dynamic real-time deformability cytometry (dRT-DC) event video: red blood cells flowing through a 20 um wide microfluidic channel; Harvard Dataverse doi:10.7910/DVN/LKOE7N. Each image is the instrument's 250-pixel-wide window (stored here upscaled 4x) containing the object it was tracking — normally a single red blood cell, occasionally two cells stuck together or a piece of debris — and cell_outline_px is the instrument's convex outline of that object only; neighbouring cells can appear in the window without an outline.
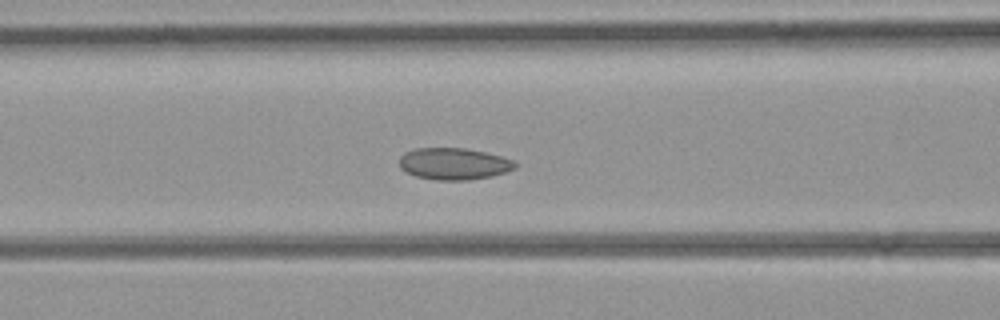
{"species": "common noctule bat (a hibernating species)", "species_latin": "Nyctalus noctula", "temperature_condition": "room temperature", "stored_images_in_passage": 45, "camera_frame_rate_fps": 3000, "um_per_image_px": 0.085, "animal": {"sex": "female", "body_mass_g": 21.9}, "frame": {"image": 1, "passage_image": 18, "time_ms": 5.667, "image_size_px": [1000, 320], "cell_outline_px": [[516, 168], [492, 176], [468, 180], [436, 180], [416, 176], [404, 172], [400, 168], [400, 156], [404, 152], [416, 148], [464, 148], [484, 152], [500, 156], [512, 160], [516, 164]], "centroid_in_image_um": [38.53, 13.92], "position_along_channel_um": 128.1, "area_um2": 21.39}}
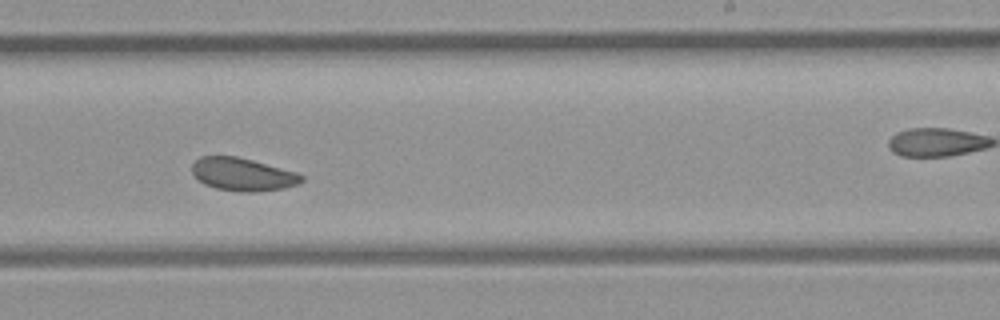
{"frame": {"image": 2, "passage_image": 27, "time_ms": 8.667, "image_size_px": [1000, 320], "cell_outline_px": [[304, 180], [300, 184], [284, 188], [252, 192], [240, 192], [216, 188], [204, 184], [192, 172], [192, 164], [200, 156], [236, 156], [252, 160], [296, 172], [304, 176]], "centroid_in_image_um": [20.65, 14.82], "position_along_channel_um": 268.4, "area_um2": 20.92}}
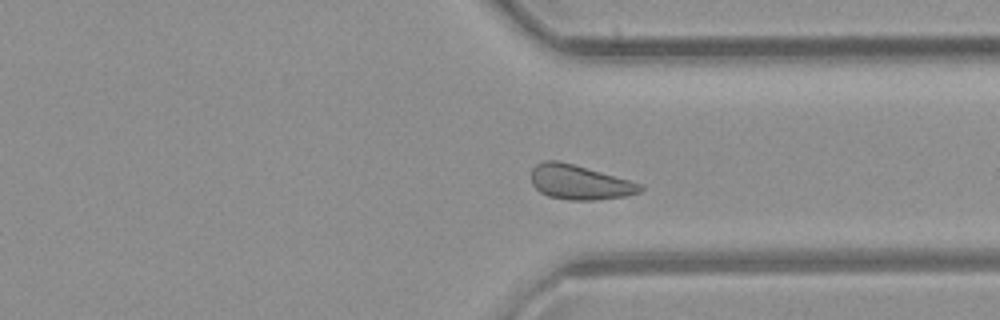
{"frame": {"image": 3, "passage_image": 33, "time_ms": 10.667, "image_size_px": [1000, 320], "cell_outline_px": [[644, 188], [640, 192], [624, 196], [596, 200], [568, 200], [548, 196], [540, 192], [532, 184], [532, 168], [536, 164], [544, 160], [560, 160], [644, 184]], "centroid_in_image_um": [49.27, 15.49], "position_along_channel_um": 362.1, "area_um2": 22.08}}